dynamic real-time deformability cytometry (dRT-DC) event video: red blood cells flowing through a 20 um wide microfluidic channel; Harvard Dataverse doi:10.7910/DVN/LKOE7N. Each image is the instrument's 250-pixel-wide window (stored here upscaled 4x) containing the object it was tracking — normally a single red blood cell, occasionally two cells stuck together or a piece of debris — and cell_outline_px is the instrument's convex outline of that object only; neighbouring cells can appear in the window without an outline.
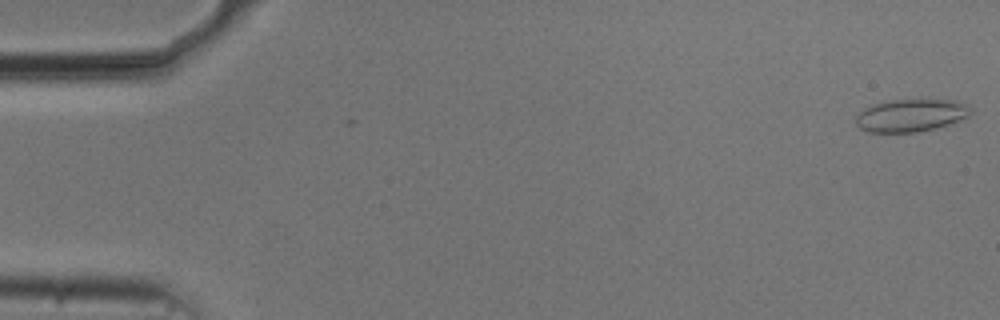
{"species": "common noctule bat (a hibernating species)", "species_latin": "Nyctalus noctula", "temperature_condition": "cold", "stored_images_in_passage": 54, "camera_frame_rate_fps": 3000, "um_per_image_px": 0.085, "animal": {"sex": "male", "body_mass_g": 20.5, "forearm_length_mm": 52.5}, "frame": {"image": 1, "passage_image": 1, "time_ms": 0.0, "image_size_px": [1000, 320], "cell_outline_px": [[972, 112], [968, 116], [948, 124], [936, 128], [916, 132], [868, 132], [860, 128], [856, 124], [856, 116], [864, 108], [872, 104], [884, 100], [924, 96], [956, 100], [968, 104], [972, 108]], "centroid_in_image_um": [77.46, 9.73], "position_along_channel_um": 7.5, "area_um2": 22.95}}
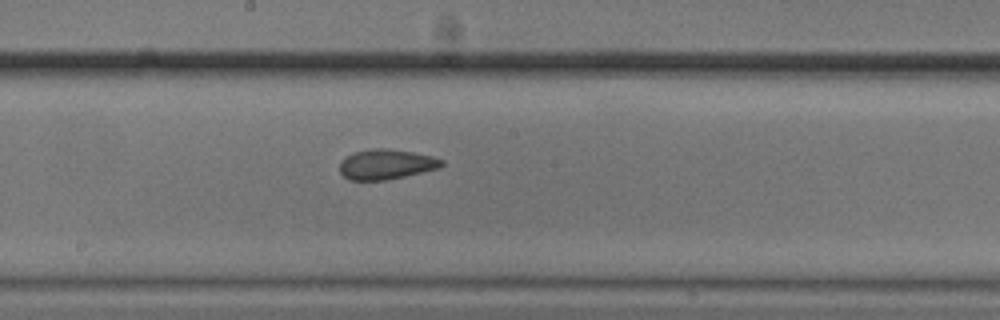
{"frame": {"image": 2, "passage_image": 29, "time_ms": 9.333, "image_size_px": [1000, 320], "cell_outline_px": [[444, 164], [440, 168], [404, 176], [384, 180], [348, 180], [340, 172], [340, 160], [356, 152], [372, 148], [388, 148], [412, 152], [432, 156], [444, 160]], "centroid_in_image_um": [32.84, 13.96], "position_along_channel_um": 215.4, "area_um2": 17.8}}
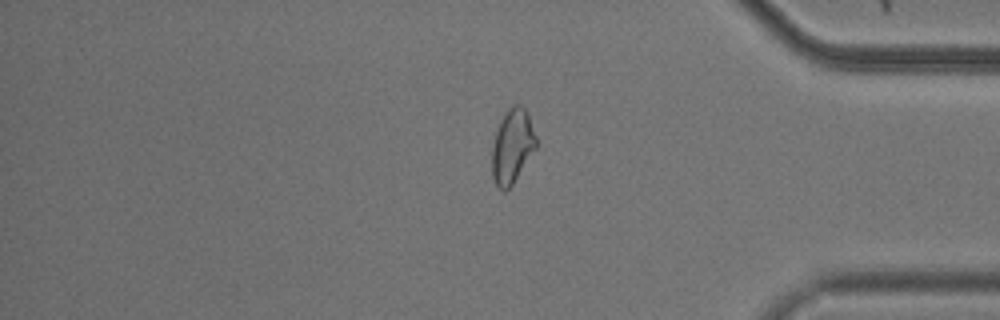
{"frame": {"image": 3, "passage_image": 45, "time_ms": 14.667, "image_size_px": [1000, 320], "cell_outline_px": [[536, 148], [512, 184], [504, 192], [496, 184], [492, 176], [492, 144], [500, 120], [504, 112], [512, 104], [520, 104], [524, 108], [528, 116], [536, 136]], "centroid_in_image_um": [43.52, 12.4], "position_along_channel_um": 391.7, "area_um2": 18.9}, "authors_computed_cell_mechanics": {"area_um2": 19.074, "velocity_mm_per_s": 3.716, "shape_relaxation_time_tau1_ms": null, "shape_relaxation_time_tau2_ms": 1.6004, "deformation_change_tau1": null, "deformation_change_tau2": 0.0698}}